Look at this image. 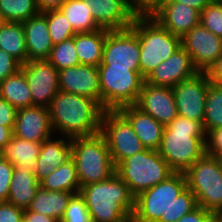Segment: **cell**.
<instances>
[{
  "instance_id": "cell-1",
  "label": "cell",
  "mask_w": 222,
  "mask_h": 222,
  "mask_svg": "<svg viewBox=\"0 0 222 222\" xmlns=\"http://www.w3.org/2000/svg\"><path fill=\"white\" fill-rule=\"evenodd\" d=\"M197 207L196 197L187 187L185 173L174 172L134 198L131 222H177Z\"/></svg>"
},
{
  "instance_id": "cell-2",
  "label": "cell",
  "mask_w": 222,
  "mask_h": 222,
  "mask_svg": "<svg viewBox=\"0 0 222 222\" xmlns=\"http://www.w3.org/2000/svg\"><path fill=\"white\" fill-rule=\"evenodd\" d=\"M48 110L54 134L72 139L101 132L104 109L91 98L59 91Z\"/></svg>"
},
{
  "instance_id": "cell-3",
  "label": "cell",
  "mask_w": 222,
  "mask_h": 222,
  "mask_svg": "<svg viewBox=\"0 0 222 222\" xmlns=\"http://www.w3.org/2000/svg\"><path fill=\"white\" fill-rule=\"evenodd\" d=\"M206 133L203 125L177 116L164 127L158 153L174 172H186L206 154Z\"/></svg>"
},
{
  "instance_id": "cell-4",
  "label": "cell",
  "mask_w": 222,
  "mask_h": 222,
  "mask_svg": "<svg viewBox=\"0 0 222 222\" xmlns=\"http://www.w3.org/2000/svg\"><path fill=\"white\" fill-rule=\"evenodd\" d=\"M79 194L93 222H131L135 197L116 173L105 181L81 187Z\"/></svg>"
},
{
  "instance_id": "cell-5",
  "label": "cell",
  "mask_w": 222,
  "mask_h": 222,
  "mask_svg": "<svg viewBox=\"0 0 222 222\" xmlns=\"http://www.w3.org/2000/svg\"><path fill=\"white\" fill-rule=\"evenodd\" d=\"M130 29L140 43V74L144 79L181 47V38L170 33L151 16H136Z\"/></svg>"
},
{
  "instance_id": "cell-6",
  "label": "cell",
  "mask_w": 222,
  "mask_h": 222,
  "mask_svg": "<svg viewBox=\"0 0 222 222\" xmlns=\"http://www.w3.org/2000/svg\"><path fill=\"white\" fill-rule=\"evenodd\" d=\"M72 157L81 187L105 181L115 173L116 167L101 132L72 138Z\"/></svg>"
},
{
  "instance_id": "cell-7",
  "label": "cell",
  "mask_w": 222,
  "mask_h": 222,
  "mask_svg": "<svg viewBox=\"0 0 222 222\" xmlns=\"http://www.w3.org/2000/svg\"><path fill=\"white\" fill-rule=\"evenodd\" d=\"M115 173L128 185L130 193L136 197L166 180L174 171L157 150L145 149L123 159Z\"/></svg>"
},
{
  "instance_id": "cell-8",
  "label": "cell",
  "mask_w": 222,
  "mask_h": 222,
  "mask_svg": "<svg viewBox=\"0 0 222 222\" xmlns=\"http://www.w3.org/2000/svg\"><path fill=\"white\" fill-rule=\"evenodd\" d=\"M101 107L104 110H118L126 105L136 104L145 79L140 71L130 67H98Z\"/></svg>"
},
{
  "instance_id": "cell-9",
  "label": "cell",
  "mask_w": 222,
  "mask_h": 222,
  "mask_svg": "<svg viewBox=\"0 0 222 222\" xmlns=\"http://www.w3.org/2000/svg\"><path fill=\"white\" fill-rule=\"evenodd\" d=\"M184 173L198 206L214 214L222 212V167L218 157L205 154Z\"/></svg>"
},
{
  "instance_id": "cell-10",
  "label": "cell",
  "mask_w": 222,
  "mask_h": 222,
  "mask_svg": "<svg viewBox=\"0 0 222 222\" xmlns=\"http://www.w3.org/2000/svg\"><path fill=\"white\" fill-rule=\"evenodd\" d=\"M101 133L106 139L115 167L123 159L146 149L132 125L118 110H104Z\"/></svg>"
},
{
  "instance_id": "cell-11",
  "label": "cell",
  "mask_w": 222,
  "mask_h": 222,
  "mask_svg": "<svg viewBox=\"0 0 222 222\" xmlns=\"http://www.w3.org/2000/svg\"><path fill=\"white\" fill-rule=\"evenodd\" d=\"M139 59L140 43L130 28L108 32L100 65L130 67V70L140 71Z\"/></svg>"
},
{
  "instance_id": "cell-12",
  "label": "cell",
  "mask_w": 222,
  "mask_h": 222,
  "mask_svg": "<svg viewBox=\"0 0 222 222\" xmlns=\"http://www.w3.org/2000/svg\"><path fill=\"white\" fill-rule=\"evenodd\" d=\"M33 99V106L49 107L60 91L58 73L48 60H32L21 64Z\"/></svg>"
},
{
  "instance_id": "cell-13",
  "label": "cell",
  "mask_w": 222,
  "mask_h": 222,
  "mask_svg": "<svg viewBox=\"0 0 222 222\" xmlns=\"http://www.w3.org/2000/svg\"><path fill=\"white\" fill-rule=\"evenodd\" d=\"M181 46L190 55L200 73H205L222 55V38L215 36L201 24L181 37Z\"/></svg>"
},
{
  "instance_id": "cell-14",
  "label": "cell",
  "mask_w": 222,
  "mask_h": 222,
  "mask_svg": "<svg viewBox=\"0 0 222 222\" xmlns=\"http://www.w3.org/2000/svg\"><path fill=\"white\" fill-rule=\"evenodd\" d=\"M209 83L206 74L199 72L191 79L182 81L172 88L179 116L196 120L203 125Z\"/></svg>"
},
{
  "instance_id": "cell-15",
  "label": "cell",
  "mask_w": 222,
  "mask_h": 222,
  "mask_svg": "<svg viewBox=\"0 0 222 222\" xmlns=\"http://www.w3.org/2000/svg\"><path fill=\"white\" fill-rule=\"evenodd\" d=\"M196 69L190 55L181 46L166 61H162L145 79L154 86L173 88L178 83L196 76Z\"/></svg>"
},
{
  "instance_id": "cell-16",
  "label": "cell",
  "mask_w": 222,
  "mask_h": 222,
  "mask_svg": "<svg viewBox=\"0 0 222 222\" xmlns=\"http://www.w3.org/2000/svg\"><path fill=\"white\" fill-rule=\"evenodd\" d=\"M135 105L164 127L178 116L174 92L169 87L154 86L144 81Z\"/></svg>"
},
{
  "instance_id": "cell-17",
  "label": "cell",
  "mask_w": 222,
  "mask_h": 222,
  "mask_svg": "<svg viewBox=\"0 0 222 222\" xmlns=\"http://www.w3.org/2000/svg\"><path fill=\"white\" fill-rule=\"evenodd\" d=\"M58 80L61 92L91 98L101 106L100 83L96 66L80 64L59 70Z\"/></svg>"
},
{
  "instance_id": "cell-18",
  "label": "cell",
  "mask_w": 222,
  "mask_h": 222,
  "mask_svg": "<svg viewBox=\"0 0 222 222\" xmlns=\"http://www.w3.org/2000/svg\"><path fill=\"white\" fill-rule=\"evenodd\" d=\"M13 135L31 142L42 143L53 137L47 107L31 106L17 110Z\"/></svg>"
},
{
  "instance_id": "cell-19",
  "label": "cell",
  "mask_w": 222,
  "mask_h": 222,
  "mask_svg": "<svg viewBox=\"0 0 222 222\" xmlns=\"http://www.w3.org/2000/svg\"><path fill=\"white\" fill-rule=\"evenodd\" d=\"M98 26L106 30H124L131 27L136 15L127 0H84Z\"/></svg>"
},
{
  "instance_id": "cell-20",
  "label": "cell",
  "mask_w": 222,
  "mask_h": 222,
  "mask_svg": "<svg viewBox=\"0 0 222 222\" xmlns=\"http://www.w3.org/2000/svg\"><path fill=\"white\" fill-rule=\"evenodd\" d=\"M201 12L179 2H163L151 15L162 27L181 38L200 24Z\"/></svg>"
},
{
  "instance_id": "cell-21",
  "label": "cell",
  "mask_w": 222,
  "mask_h": 222,
  "mask_svg": "<svg viewBox=\"0 0 222 222\" xmlns=\"http://www.w3.org/2000/svg\"><path fill=\"white\" fill-rule=\"evenodd\" d=\"M118 111L132 125L135 134L146 149L158 150L164 131V126L160 122L143 112L135 104L123 106Z\"/></svg>"
},
{
  "instance_id": "cell-22",
  "label": "cell",
  "mask_w": 222,
  "mask_h": 222,
  "mask_svg": "<svg viewBox=\"0 0 222 222\" xmlns=\"http://www.w3.org/2000/svg\"><path fill=\"white\" fill-rule=\"evenodd\" d=\"M72 157V139L59 136L50 137L41 143V149L37 158L38 167L35 176L40 182L48 174Z\"/></svg>"
},
{
  "instance_id": "cell-23",
  "label": "cell",
  "mask_w": 222,
  "mask_h": 222,
  "mask_svg": "<svg viewBox=\"0 0 222 222\" xmlns=\"http://www.w3.org/2000/svg\"><path fill=\"white\" fill-rule=\"evenodd\" d=\"M23 24L28 61L47 60L54 46L46 17L39 13Z\"/></svg>"
},
{
  "instance_id": "cell-24",
  "label": "cell",
  "mask_w": 222,
  "mask_h": 222,
  "mask_svg": "<svg viewBox=\"0 0 222 222\" xmlns=\"http://www.w3.org/2000/svg\"><path fill=\"white\" fill-rule=\"evenodd\" d=\"M41 143L21 139L15 135L6 143L0 156L22 171L35 172Z\"/></svg>"
},
{
  "instance_id": "cell-25",
  "label": "cell",
  "mask_w": 222,
  "mask_h": 222,
  "mask_svg": "<svg viewBox=\"0 0 222 222\" xmlns=\"http://www.w3.org/2000/svg\"><path fill=\"white\" fill-rule=\"evenodd\" d=\"M40 187L34 172H27L14 167L7 201L26 210Z\"/></svg>"
},
{
  "instance_id": "cell-26",
  "label": "cell",
  "mask_w": 222,
  "mask_h": 222,
  "mask_svg": "<svg viewBox=\"0 0 222 222\" xmlns=\"http://www.w3.org/2000/svg\"><path fill=\"white\" fill-rule=\"evenodd\" d=\"M109 31L101 28L89 33H76L73 36L80 64L96 67L100 65L104 43Z\"/></svg>"
},
{
  "instance_id": "cell-27",
  "label": "cell",
  "mask_w": 222,
  "mask_h": 222,
  "mask_svg": "<svg viewBox=\"0 0 222 222\" xmlns=\"http://www.w3.org/2000/svg\"><path fill=\"white\" fill-rule=\"evenodd\" d=\"M73 195L68 191H50L39 187L28 209L51 216L60 222Z\"/></svg>"
},
{
  "instance_id": "cell-28",
  "label": "cell",
  "mask_w": 222,
  "mask_h": 222,
  "mask_svg": "<svg viewBox=\"0 0 222 222\" xmlns=\"http://www.w3.org/2000/svg\"><path fill=\"white\" fill-rule=\"evenodd\" d=\"M42 189L50 191H68L78 194L81 185L77 175L75 160L71 157L69 160L58 166L54 172L48 174L40 182Z\"/></svg>"
},
{
  "instance_id": "cell-29",
  "label": "cell",
  "mask_w": 222,
  "mask_h": 222,
  "mask_svg": "<svg viewBox=\"0 0 222 222\" xmlns=\"http://www.w3.org/2000/svg\"><path fill=\"white\" fill-rule=\"evenodd\" d=\"M0 97L17 110L33 106L27 79L21 69L0 82Z\"/></svg>"
},
{
  "instance_id": "cell-30",
  "label": "cell",
  "mask_w": 222,
  "mask_h": 222,
  "mask_svg": "<svg viewBox=\"0 0 222 222\" xmlns=\"http://www.w3.org/2000/svg\"><path fill=\"white\" fill-rule=\"evenodd\" d=\"M0 49L15 57L21 64L28 61L22 23L4 22L0 26Z\"/></svg>"
},
{
  "instance_id": "cell-31",
  "label": "cell",
  "mask_w": 222,
  "mask_h": 222,
  "mask_svg": "<svg viewBox=\"0 0 222 222\" xmlns=\"http://www.w3.org/2000/svg\"><path fill=\"white\" fill-rule=\"evenodd\" d=\"M59 10L68 18L76 33H89L101 29L84 0H67Z\"/></svg>"
},
{
  "instance_id": "cell-32",
  "label": "cell",
  "mask_w": 222,
  "mask_h": 222,
  "mask_svg": "<svg viewBox=\"0 0 222 222\" xmlns=\"http://www.w3.org/2000/svg\"><path fill=\"white\" fill-rule=\"evenodd\" d=\"M222 127V85L209 83L205 100L203 128L209 131Z\"/></svg>"
},
{
  "instance_id": "cell-33",
  "label": "cell",
  "mask_w": 222,
  "mask_h": 222,
  "mask_svg": "<svg viewBox=\"0 0 222 222\" xmlns=\"http://www.w3.org/2000/svg\"><path fill=\"white\" fill-rule=\"evenodd\" d=\"M0 11L5 22L24 23L40 13L36 0H0Z\"/></svg>"
},
{
  "instance_id": "cell-34",
  "label": "cell",
  "mask_w": 222,
  "mask_h": 222,
  "mask_svg": "<svg viewBox=\"0 0 222 222\" xmlns=\"http://www.w3.org/2000/svg\"><path fill=\"white\" fill-rule=\"evenodd\" d=\"M42 14L46 17L49 34L54 45L76 34L68 18L59 9L45 11Z\"/></svg>"
},
{
  "instance_id": "cell-35",
  "label": "cell",
  "mask_w": 222,
  "mask_h": 222,
  "mask_svg": "<svg viewBox=\"0 0 222 222\" xmlns=\"http://www.w3.org/2000/svg\"><path fill=\"white\" fill-rule=\"evenodd\" d=\"M47 60L54 65L58 71L80 65L73 37L55 44Z\"/></svg>"
},
{
  "instance_id": "cell-36",
  "label": "cell",
  "mask_w": 222,
  "mask_h": 222,
  "mask_svg": "<svg viewBox=\"0 0 222 222\" xmlns=\"http://www.w3.org/2000/svg\"><path fill=\"white\" fill-rule=\"evenodd\" d=\"M200 24L222 38V2L211 0L201 11Z\"/></svg>"
},
{
  "instance_id": "cell-37",
  "label": "cell",
  "mask_w": 222,
  "mask_h": 222,
  "mask_svg": "<svg viewBox=\"0 0 222 222\" xmlns=\"http://www.w3.org/2000/svg\"><path fill=\"white\" fill-rule=\"evenodd\" d=\"M60 222H93L84 198L78 193L71 197Z\"/></svg>"
},
{
  "instance_id": "cell-38",
  "label": "cell",
  "mask_w": 222,
  "mask_h": 222,
  "mask_svg": "<svg viewBox=\"0 0 222 222\" xmlns=\"http://www.w3.org/2000/svg\"><path fill=\"white\" fill-rule=\"evenodd\" d=\"M14 166L0 156V202L7 201Z\"/></svg>"
},
{
  "instance_id": "cell-39",
  "label": "cell",
  "mask_w": 222,
  "mask_h": 222,
  "mask_svg": "<svg viewBox=\"0 0 222 222\" xmlns=\"http://www.w3.org/2000/svg\"><path fill=\"white\" fill-rule=\"evenodd\" d=\"M127 2L136 16H151L164 0H127Z\"/></svg>"
},
{
  "instance_id": "cell-40",
  "label": "cell",
  "mask_w": 222,
  "mask_h": 222,
  "mask_svg": "<svg viewBox=\"0 0 222 222\" xmlns=\"http://www.w3.org/2000/svg\"><path fill=\"white\" fill-rule=\"evenodd\" d=\"M21 68V63L6 51L0 49V82Z\"/></svg>"
},
{
  "instance_id": "cell-41",
  "label": "cell",
  "mask_w": 222,
  "mask_h": 222,
  "mask_svg": "<svg viewBox=\"0 0 222 222\" xmlns=\"http://www.w3.org/2000/svg\"><path fill=\"white\" fill-rule=\"evenodd\" d=\"M206 154L210 156L222 155V127L213 129L206 134Z\"/></svg>"
},
{
  "instance_id": "cell-42",
  "label": "cell",
  "mask_w": 222,
  "mask_h": 222,
  "mask_svg": "<svg viewBox=\"0 0 222 222\" xmlns=\"http://www.w3.org/2000/svg\"><path fill=\"white\" fill-rule=\"evenodd\" d=\"M24 210L8 201L0 202V222H23Z\"/></svg>"
},
{
  "instance_id": "cell-43",
  "label": "cell",
  "mask_w": 222,
  "mask_h": 222,
  "mask_svg": "<svg viewBox=\"0 0 222 222\" xmlns=\"http://www.w3.org/2000/svg\"><path fill=\"white\" fill-rule=\"evenodd\" d=\"M17 109L8 101L0 97V125L10 127L12 130L15 126Z\"/></svg>"
},
{
  "instance_id": "cell-44",
  "label": "cell",
  "mask_w": 222,
  "mask_h": 222,
  "mask_svg": "<svg viewBox=\"0 0 222 222\" xmlns=\"http://www.w3.org/2000/svg\"><path fill=\"white\" fill-rule=\"evenodd\" d=\"M215 214L198 206L192 212L182 216L177 222H213Z\"/></svg>"
},
{
  "instance_id": "cell-45",
  "label": "cell",
  "mask_w": 222,
  "mask_h": 222,
  "mask_svg": "<svg viewBox=\"0 0 222 222\" xmlns=\"http://www.w3.org/2000/svg\"><path fill=\"white\" fill-rule=\"evenodd\" d=\"M210 82L222 85V55L205 72Z\"/></svg>"
},
{
  "instance_id": "cell-46",
  "label": "cell",
  "mask_w": 222,
  "mask_h": 222,
  "mask_svg": "<svg viewBox=\"0 0 222 222\" xmlns=\"http://www.w3.org/2000/svg\"><path fill=\"white\" fill-rule=\"evenodd\" d=\"M23 222H59L55 218L38 212L24 210Z\"/></svg>"
},
{
  "instance_id": "cell-47",
  "label": "cell",
  "mask_w": 222,
  "mask_h": 222,
  "mask_svg": "<svg viewBox=\"0 0 222 222\" xmlns=\"http://www.w3.org/2000/svg\"><path fill=\"white\" fill-rule=\"evenodd\" d=\"M67 0H36L40 13L59 9Z\"/></svg>"
},
{
  "instance_id": "cell-48",
  "label": "cell",
  "mask_w": 222,
  "mask_h": 222,
  "mask_svg": "<svg viewBox=\"0 0 222 222\" xmlns=\"http://www.w3.org/2000/svg\"><path fill=\"white\" fill-rule=\"evenodd\" d=\"M210 1L211 0H165L164 2H179L201 12Z\"/></svg>"
},
{
  "instance_id": "cell-49",
  "label": "cell",
  "mask_w": 222,
  "mask_h": 222,
  "mask_svg": "<svg viewBox=\"0 0 222 222\" xmlns=\"http://www.w3.org/2000/svg\"><path fill=\"white\" fill-rule=\"evenodd\" d=\"M13 130L10 127L0 125V152L3 150L7 142L11 140Z\"/></svg>"
},
{
  "instance_id": "cell-50",
  "label": "cell",
  "mask_w": 222,
  "mask_h": 222,
  "mask_svg": "<svg viewBox=\"0 0 222 222\" xmlns=\"http://www.w3.org/2000/svg\"><path fill=\"white\" fill-rule=\"evenodd\" d=\"M215 219L218 222H222V212L215 214Z\"/></svg>"
},
{
  "instance_id": "cell-51",
  "label": "cell",
  "mask_w": 222,
  "mask_h": 222,
  "mask_svg": "<svg viewBox=\"0 0 222 222\" xmlns=\"http://www.w3.org/2000/svg\"><path fill=\"white\" fill-rule=\"evenodd\" d=\"M5 22V20L3 19L2 15H1V11H0V26Z\"/></svg>"
},
{
  "instance_id": "cell-52",
  "label": "cell",
  "mask_w": 222,
  "mask_h": 222,
  "mask_svg": "<svg viewBox=\"0 0 222 222\" xmlns=\"http://www.w3.org/2000/svg\"><path fill=\"white\" fill-rule=\"evenodd\" d=\"M218 157V159H219V161H220V164H221V167H222V155H219V156H217Z\"/></svg>"
}]
</instances>
